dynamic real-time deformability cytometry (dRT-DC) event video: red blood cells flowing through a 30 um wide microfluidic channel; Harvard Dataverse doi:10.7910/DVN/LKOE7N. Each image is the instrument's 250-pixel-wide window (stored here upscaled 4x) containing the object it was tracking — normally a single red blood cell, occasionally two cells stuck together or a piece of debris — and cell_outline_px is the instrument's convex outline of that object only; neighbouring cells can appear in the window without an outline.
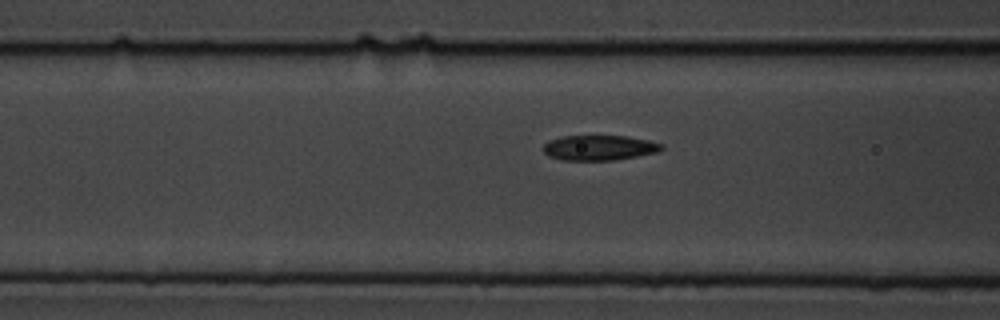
{"species": "common noctule bat (a hibernating species)", "species_latin": "Nyctalus noctula", "temperature_condition": "cold", "stored_images_in_passage": 6, "segment_of_instrument_passage": [2, 2], "camera_frame_rate_fps": 3000, "um_per_image_px": 0.085, "animal": {"sex": "male", "body_mass_g": 19.5, "forearm_length_mm": 54.6}, "frame": {"image": 1, "passage_image": 6, "time_ms": 6.333, "image_size_px": [1000, 320], "cell_outline_px": [[664, 148], [656, 152], [636, 156], [612, 160], [564, 160], [548, 156], [544, 152], [544, 144], [548, 140], [564, 136], [628, 136], [648, 140], [664, 144]], "centroid_in_image_um": [50.93, 12.55], "position_along_channel_um": 115.7, "area_um2": 17.22}}